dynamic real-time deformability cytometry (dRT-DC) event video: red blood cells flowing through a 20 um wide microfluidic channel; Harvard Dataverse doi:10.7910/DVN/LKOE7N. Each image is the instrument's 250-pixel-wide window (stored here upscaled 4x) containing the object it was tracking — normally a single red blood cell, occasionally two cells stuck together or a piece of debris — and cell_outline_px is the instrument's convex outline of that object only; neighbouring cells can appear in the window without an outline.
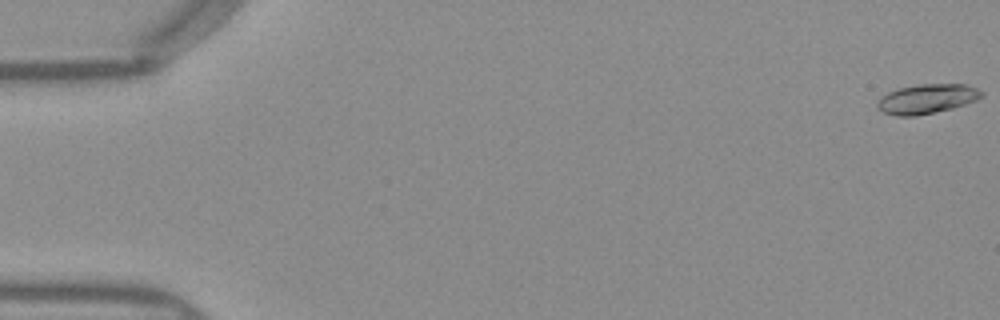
{"species": "Egyptian fruit bat (a non-hibernating species)", "species_latin": "Rousettus aegyptiacus", "temperature_condition": "warm", "stored_images_in_passage": 12, "camera_frame_rate_fps": 3000, "um_per_image_px": 0.085, "frame": {"image": 1, "passage_image": 1, "time_ms": 0.0, "image_size_px": [1000, 320], "cell_outline_px": [[984, 96], [976, 100], [952, 108], [916, 116], [896, 116], [884, 112], [876, 108], [876, 100], [880, 96], [888, 92], [900, 88], [920, 84], [964, 84], [976, 88], [984, 92]], "centroid_in_image_um": [78.75, 8.4], "position_along_channel_um": 6.2, "area_um2": 17.98}}